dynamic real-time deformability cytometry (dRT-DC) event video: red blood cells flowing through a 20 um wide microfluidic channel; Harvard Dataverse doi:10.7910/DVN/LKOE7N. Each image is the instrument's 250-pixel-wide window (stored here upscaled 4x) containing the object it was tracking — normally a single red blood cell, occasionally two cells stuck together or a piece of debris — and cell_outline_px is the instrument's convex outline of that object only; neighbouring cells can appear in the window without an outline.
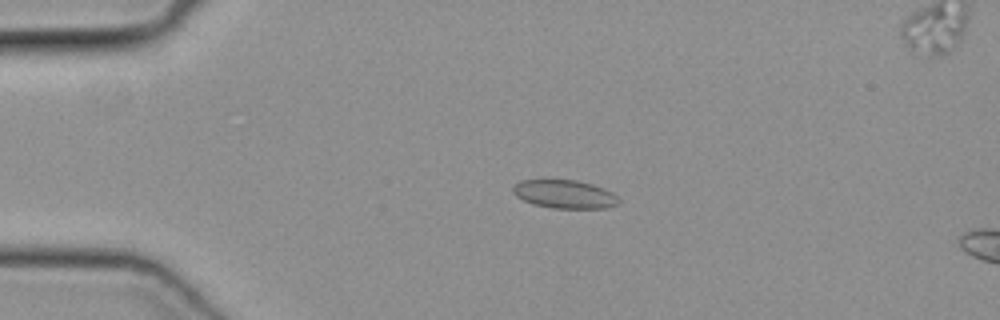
{"species": "common noctule bat (a hibernating species)", "species_latin": "Nyctalus noctula", "temperature_condition": "cold", "stored_images_in_passage": 15, "camera_frame_rate_fps": 3000, "um_per_image_px": 0.085, "animal": {"sex": "female", "body_mass_g": 19.3, "forearm_length_mm": 54.1}, "frame": {"image": 1, "passage_image": 11, "time_ms": 3.333, "image_size_px": [1000, 320], "cell_outline_px": [[620, 204], [608, 208], [552, 208], [532, 204], [516, 196], [512, 192], [512, 188], [520, 180], [576, 180], [592, 184], [604, 188], [612, 192], [620, 200]], "centroid_in_image_um": [48.01, 16.51], "position_along_channel_um": 37.0, "area_um2": 17.57}}